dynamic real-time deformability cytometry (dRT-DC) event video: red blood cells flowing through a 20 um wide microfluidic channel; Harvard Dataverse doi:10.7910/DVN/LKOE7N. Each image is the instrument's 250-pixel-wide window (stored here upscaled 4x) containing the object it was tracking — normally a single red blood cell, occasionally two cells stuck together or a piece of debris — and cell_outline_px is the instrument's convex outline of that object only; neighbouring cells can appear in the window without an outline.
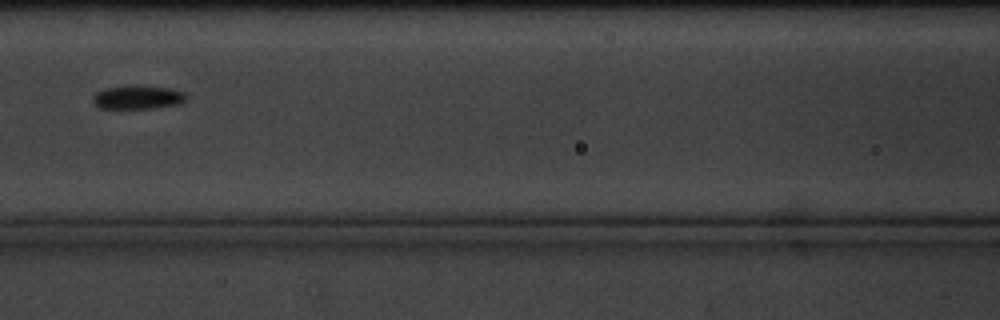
{"species": "common noctule bat (a hibernating species)", "species_latin": "Nyctalus noctula", "temperature_condition": "cold", "stored_images_in_passage": 6, "camera_frame_rate_fps": 3000, "um_per_image_px": 0.085, "animal": {"sex": "male", "body_mass_g": 20.1, "forearm_length_mm": 53.5}, "frame": {"image": 1, "passage_image": 3, "time_ms": 3.333, "image_size_px": [1000, 320], "cell_outline_px": [[188, 100], [176, 104], [152, 108], [100, 108], [92, 100], [92, 96], [96, 92], [104, 88], [128, 84], [132, 84], [172, 88], [184, 92], [188, 96]], "centroid_in_image_um": [11.72, 8.23], "position_along_channel_um": 154.9, "area_um2": 13.18}}